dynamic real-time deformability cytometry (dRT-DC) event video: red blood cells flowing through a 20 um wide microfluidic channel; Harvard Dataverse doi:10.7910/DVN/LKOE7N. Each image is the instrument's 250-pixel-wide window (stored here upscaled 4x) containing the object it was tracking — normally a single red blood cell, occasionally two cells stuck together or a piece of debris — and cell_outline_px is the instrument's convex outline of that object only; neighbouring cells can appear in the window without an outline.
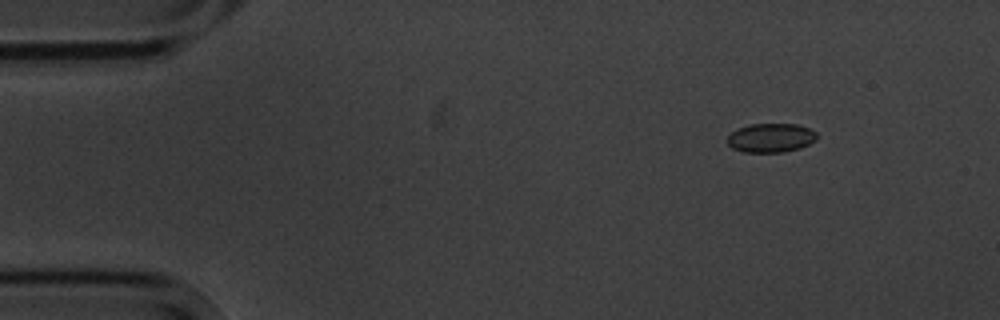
{"species": "common noctule bat (a hibernating species)", "species_latin": "Nyctalus noctula", "temperature_condition": "cold", "stored_images_in_passage": 4, "camera_frame_rate_fps": 3000, "um_per_image_px": 0.085, "animal": {"sex": "male", "body_mass_g": 20.1, "forearm_length_mm": 53.5}, "frame": {"image": 1, "passage_image": 2, "time_ms": 1.333, "image_size_px": [1000, 320], "cell_outline_px": [[816, 140], [800, 148], [784, 152], [744, 152], [732, 148], [728, 144], [728, 136], [732, 132], [740, 128], [752, 124], [796, 124], [808, 128], [816, 132]], "centroid_in_image_um": [65.53, 11.72], "position_along_channel_um": 19.5, "area_um2": 14.97}}
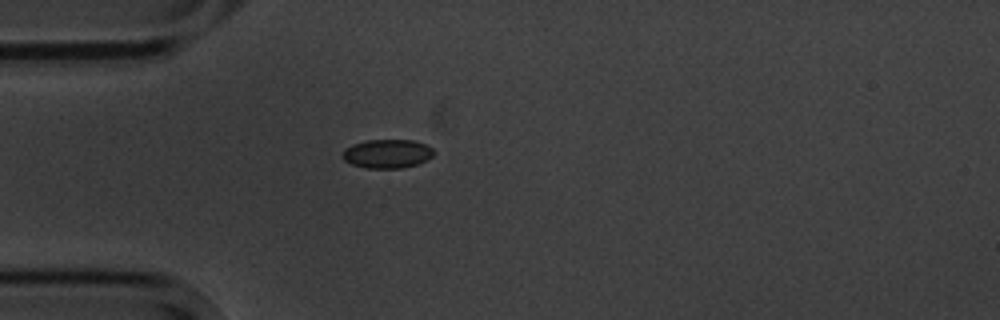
{"frame": {"image": 2, "passage_image": 4, "time_ms": 4.333, "image_size_px": [1000, 320], "cell_outline_px": [[432, 156], [416, 164], [400, 168], [364, 168], [352, 164], [344, 160], [340, 156], [344, 148], [352, 144], [368, 140], [412, 140], [424, 144], [432, 148]], "centroid_in_image_um": [32.83, 13.06], "position_along_channel_um": 52.2, "area_um2": 15.2}}